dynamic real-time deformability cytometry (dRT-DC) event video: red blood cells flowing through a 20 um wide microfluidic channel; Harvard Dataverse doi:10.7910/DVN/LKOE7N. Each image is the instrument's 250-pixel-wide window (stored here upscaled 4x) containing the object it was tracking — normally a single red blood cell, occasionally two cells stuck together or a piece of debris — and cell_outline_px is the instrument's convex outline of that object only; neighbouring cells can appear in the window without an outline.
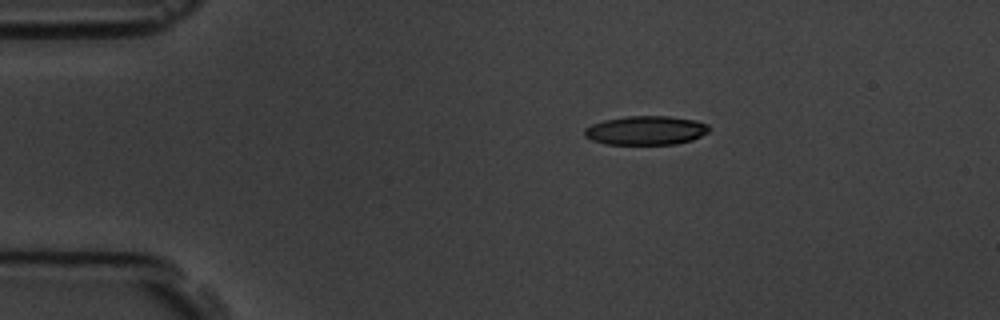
{"species": "common noctule bat (a hibernating species)", "species_latin": "Nyctalus noctula", "temperature_condition": "room temperature", "stored_images_in_passage": 3, "camera_frame_rate_fps": 3000, "um_per_image_px": 0.085, "animal": {"sex": "male", "body_mass_g": 19.5, "forearm_length_mm": 54.6}, "frame": {"image": 1, "passage_image": 1, "time_ms": 0.0, "image_size_px": [1000, 320], "cell_outline_px": [[708, 132], [692, 140], [676, 144], [604, 144], [592, 140], [584, 136], [584, 128], [592, 124], [604, 120], [628, 116], [668, 116], [696, 120], [708, 124]], "centroid_in_image_um": [54.88, 11.08], "position_along_channel_um": 30.1, "area_um2": 21.04}}